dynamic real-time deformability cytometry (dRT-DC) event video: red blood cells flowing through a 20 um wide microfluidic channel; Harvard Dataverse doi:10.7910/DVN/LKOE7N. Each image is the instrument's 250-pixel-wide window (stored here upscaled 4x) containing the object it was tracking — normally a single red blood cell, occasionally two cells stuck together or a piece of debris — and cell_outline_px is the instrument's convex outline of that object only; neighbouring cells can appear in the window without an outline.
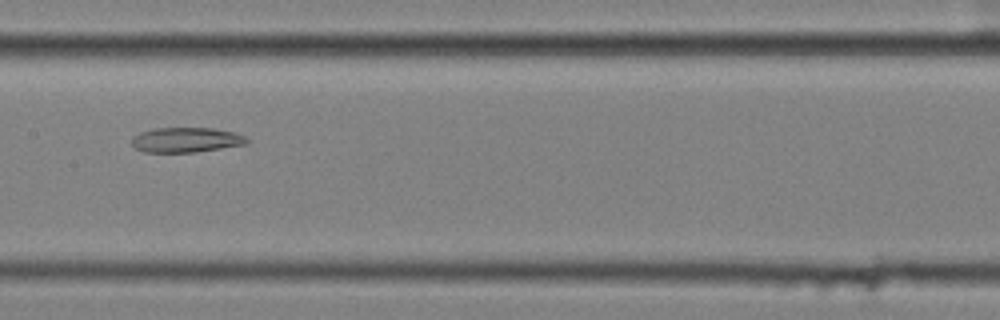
{"species": "common noctule bat (a hibernating species)", "species_latin": "Nyctalus noctula", "temperature_condition": "cold", "stored_images_in_passage": 58, "segment_of_instrument_passage": [2, 2], "camera_frame_rate_fps": 3000, "um_per_image_px": 0.085, "animal": {"sex": "female", "body_mass_g": 25.1}, "frame": {"image": 1, "passage_image": 30, "time_ms": 9.667, "image_size_px": [1000, 320], "cell_outline_px": [[248, 144], [196, 152], [144, 152], [136, 148], [132, 144], [132, 136], [140, 132], [156, 128], [212, 128], [236, 132], [244, 136], [248, 140]], "centroid_in_image_um": [15.83, 11.89], "position_along_channel_um": 191.6, "area_um2": 16.76}}
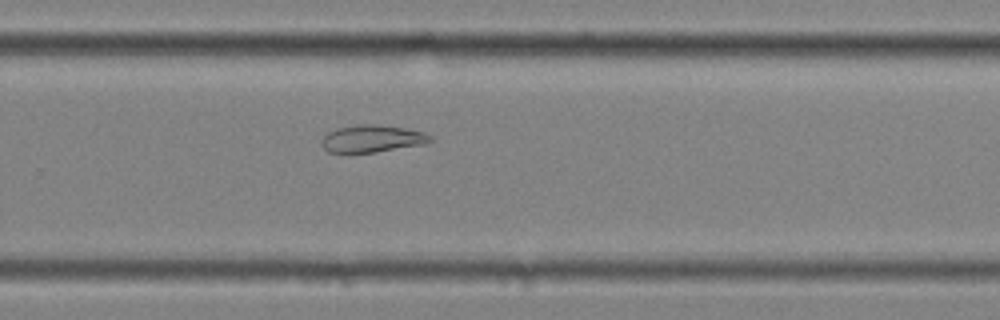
{"frame": {"image": 2, "passage_image": 39, "time_ms": 12.667, "image_size_px": [1000, 320], "cell_outline_px": [[432, 140], [424, 144], [372, 152], [344, 156], [328, 152], [320, 144], [320, 140], [328, 132], [336, 128], [356, 124], [372, 124], [404, 128], [424, 132], [432, 136]], "centroid_in_image_um": [31.52, 11.82], "position_along_channel_um": 298.3, "area_um2": 17.74}}
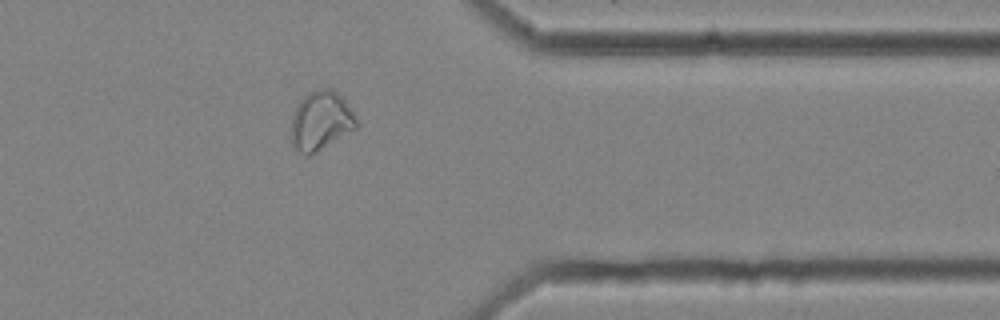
{"frame": {"image": 3, "passage_image": 47, "time_ms": 15.333, "image_size_px": [1000, 320], "cell_outline_px": [[360, 124], [356, 128], [316, 152], [308, 156], [304, 156], [292, 144], [292, 120], [296, 108], [300, 100], [308, 92], [320, 88], [332, 88], [344, 100]], "centroid_in_image_um": [27.28, 10.26], "position_along_channel_um": 384.1, "area_um2": 22.14}}